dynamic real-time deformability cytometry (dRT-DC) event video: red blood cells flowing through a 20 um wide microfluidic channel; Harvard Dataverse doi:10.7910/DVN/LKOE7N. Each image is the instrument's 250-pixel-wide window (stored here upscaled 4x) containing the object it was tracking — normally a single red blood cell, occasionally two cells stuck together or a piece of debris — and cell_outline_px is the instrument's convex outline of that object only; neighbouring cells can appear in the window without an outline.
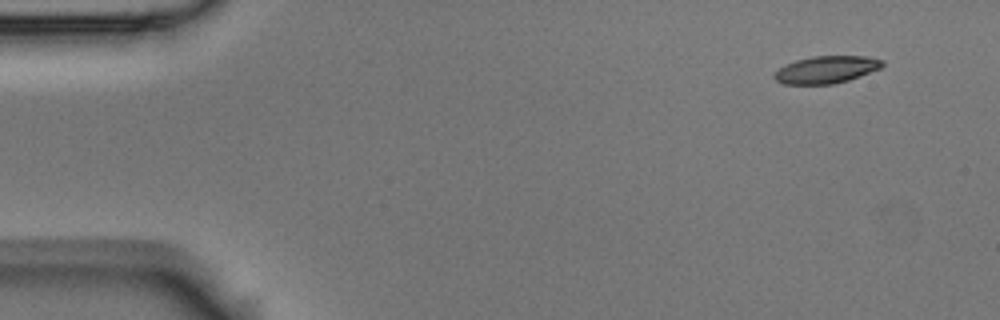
{"species": "Egyptian fruit bat (a non-hibernating species)", "species_latin": "Rousettus aegyptiacus", "temperature_condition": "room temperature", "stored_images_in_passage": 8, "camera_frame_rate_fps": 3000, "um_per_image_px": 0.085, "animal": {"sex": "male"}, "frame": {"image": 1, "passage_image": 1, "time_ms": 0.0, "image_size_px": [1000, 320], "cell_outline_px": [[884, 64], [880, 68], [848, 80], [832, 84], [784, 84], [776, 80], [772, 76], [780, 68], [796, 60], [812, 56], [864, 56], [884, 60]], "centroid_in_image_um": [70.24, 5.91], "position_along_channel_um": 14.8, "area_um2": 16.94}}
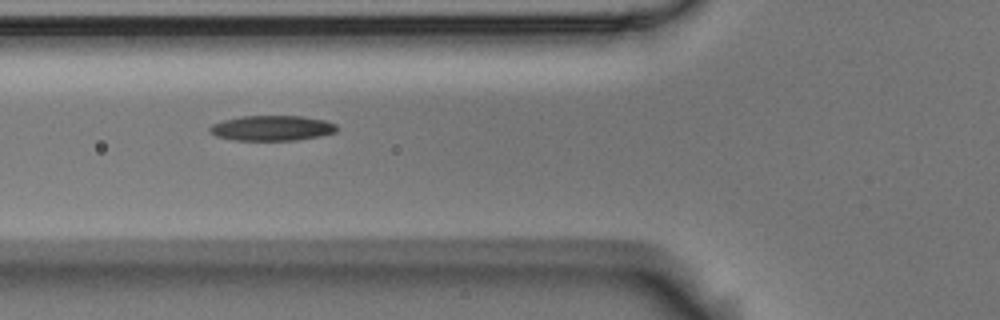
{"frame": {"image": 2, "passage_image": 5, "time_ms": 1.333, "image_size_px": [1000, 320], "cell_outline_px": [[336, 132], [320, 136], [296, 140], [232, 140], [216, 136], [208, 132], [208, 128], [212, 124], [224, 120], [240, 116], [300, 116], [324, 120], [336, 124]], "centroid_in_image_um": [23.07, 10.89], "position_along_channel_um": 102.7, "area_um2": 18.67}}
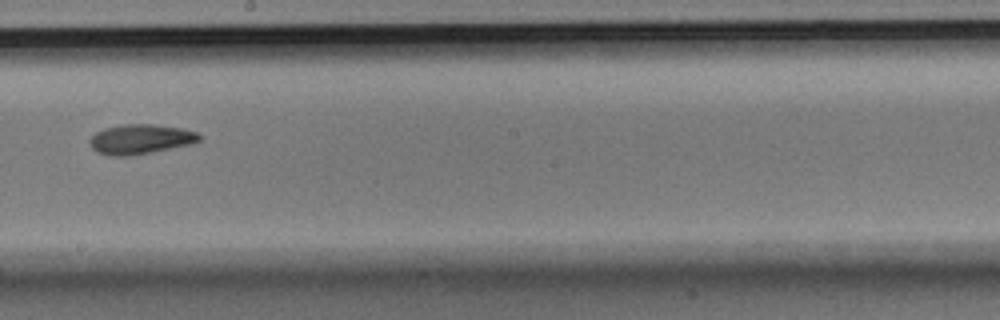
{"frame": {"image": 3, "passage_image": 8, "time_ms": 2.333, "image_size_px": [1000, 320], "cell_outline_px": [[204, 136], [200, 140], [192, 144], [132, 156], [108, 156], [96, 152], [88, 144], [88, 140], [96, 132], [104, 128], [120, 124], [156, 124], [184, 128], [200, 132]], "centroid_in_image_um": [11.97, 11.82], "position_along_channel_um": 236.2, "area_um2": 19.59}}